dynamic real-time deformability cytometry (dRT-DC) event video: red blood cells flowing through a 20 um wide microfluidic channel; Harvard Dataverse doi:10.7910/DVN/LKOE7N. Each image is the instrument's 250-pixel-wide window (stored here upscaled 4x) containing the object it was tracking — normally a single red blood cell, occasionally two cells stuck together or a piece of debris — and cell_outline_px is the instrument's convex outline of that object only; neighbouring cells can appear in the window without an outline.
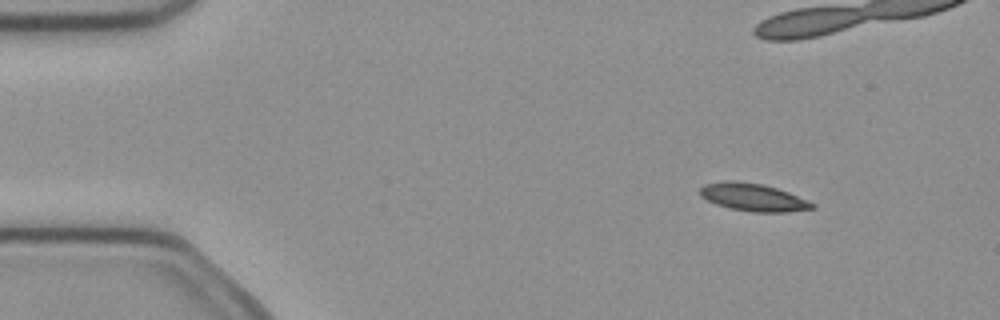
{"species": "common noctule bat (a hibernating species)", "species_latin": "Nyctalus noctula", "temperature_condition": "cold", "stored_images_in_passage": 6, "camera_frame_rate_fps": 3000, "um_per_image_px": 0.085, "animal": {"sex": "female", "body_mass_g": 21.9}, "frame": {"image": 1, "passage_image": 1, "time_ms": 0.0, "image_size_px": [1000, 320], "cell_outline_px": [[816, 208], [788, 212], [752, 212], [732, 208], [716, 204], [700, 196], [700, 188], [704, 184], [724, 180], [736, 180], [764, 184], [788, 192], [816, 204]], "centroid_in_image_um": [64.02, 16.75], "position_along_channel_um": 21.0, "area_um2": 18.15}}